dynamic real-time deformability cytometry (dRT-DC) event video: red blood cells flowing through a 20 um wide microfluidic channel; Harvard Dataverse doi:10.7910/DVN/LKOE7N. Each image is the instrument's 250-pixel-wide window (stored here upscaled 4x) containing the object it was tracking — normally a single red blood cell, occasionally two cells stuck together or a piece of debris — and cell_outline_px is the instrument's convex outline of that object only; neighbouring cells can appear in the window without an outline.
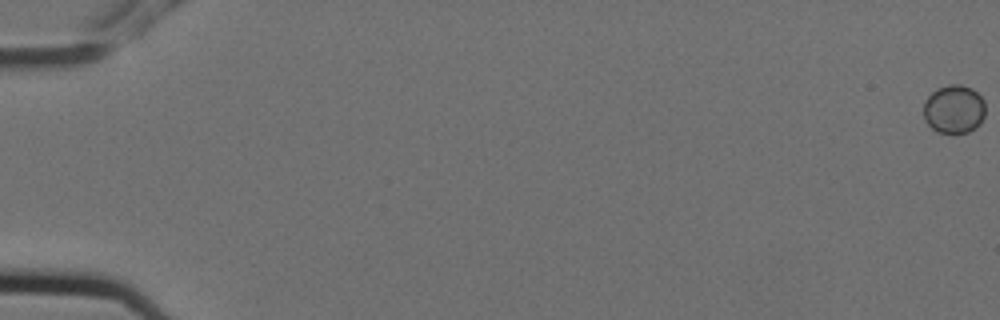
{"species": "Egyptian fruit bat (a non-hibernating species)", "species_latin": "Rousettus aegyptiacus", "temperature_condition": "cold", "stored_images_in_passage": 8, "camera_frame_rate_fps": 3000, "um_per_image_px": 0.085, "animal": {"sex": "female"}, "frame": {"image": 1, "passage_image": 1, "time_ms": 0.0, "image_size_px": [1000, 320], "cell_outline_px": [[984, 116], [980, 124], [976, 128], [968, 132], [936, 132], [924, 120], [924, 100], [936, 88], [948, 84], [960, 84], [972, 88], [984, 100]], "centroid_in_image_um": [81.08, 9.26], "position_along_channel_um": 3.9, "area_um2": 17.57}}
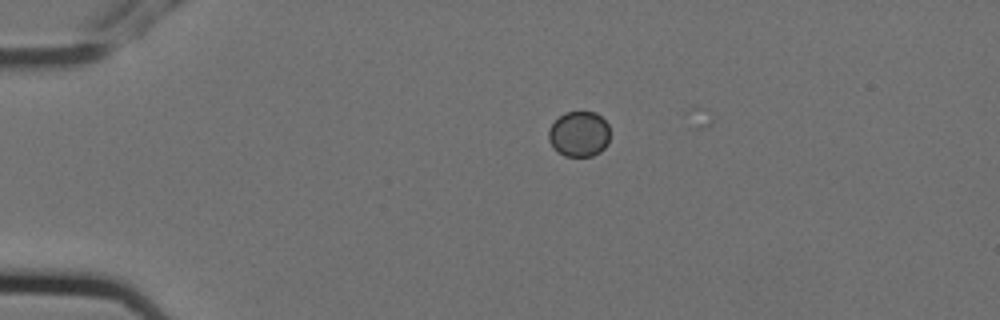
{"frame": {"image": 2, "passage_image": 5, "time_ms": 1.333, "image_size_px": [1000, 320], "cell_outline_px": [[608, 144], [600, 152], [592, 156], [564, 156], [548, 140], [548, 128], [564, 112], [596, 112], [608, 124]], "centroid_in_image_um": [49.22, 11.38], "position_along_channel_um": 35.8, "area_um2": 16.13}}
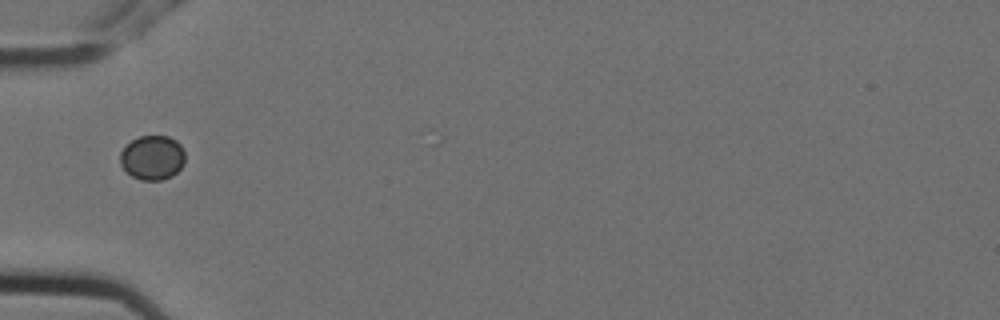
{"frame": {"image": 3, "passage_image": 7, "time_ms": 2.0, "image_size_px": [1000, 320], "cell_outline_px": [[184, 164], [172, 176], [160, 180], [140, 180], [132, 176], [120, 164], [120, 152], [132, 140], [140, 136], [168, 136], [176, 140], [180, 144], [184, 152]], "centroid_in_image_um": [12.96, 13.4], "position_along_channel_um": 72.0, "area_um2": 16.7}}